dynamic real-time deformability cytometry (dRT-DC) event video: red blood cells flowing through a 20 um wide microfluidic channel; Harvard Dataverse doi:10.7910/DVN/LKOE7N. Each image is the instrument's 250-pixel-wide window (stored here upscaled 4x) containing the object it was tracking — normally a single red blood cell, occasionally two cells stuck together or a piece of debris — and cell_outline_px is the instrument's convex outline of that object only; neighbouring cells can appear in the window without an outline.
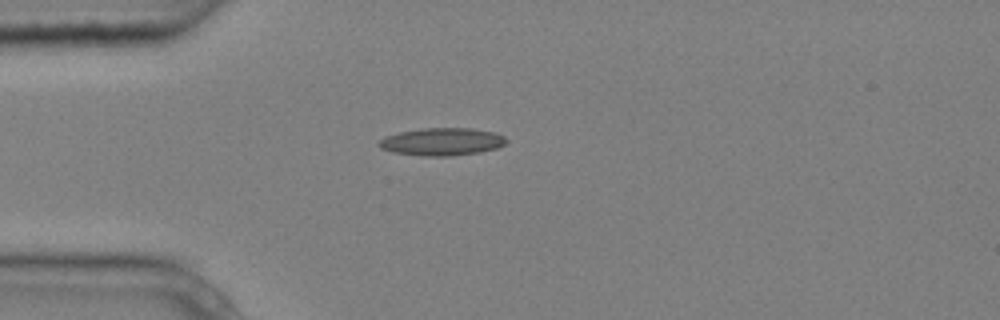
{"species": "common noctule bat (a hibernating species)", "species_latin": "Nyctalus noctula", "temperature_condition": "cold", "stored_images_in_passage": 4, "camera_frame_rate_fps": 3000, "um_per_image_px": 0.085, "animal": {"sex": "male", "body_mass_g": 20.4}, "frame": {"image": 1, "passage_image": 4, "time_ms": 1.0, "image_size_px": [1000, 320], "cell_outline_px": [[508, 140], [504, 144], [496, 148], [480, 152], [452, 156], [420, 156], [392, 152], [380, 148], [376, 144], [384, 136], [400, 132], [424, 128], [472, 128], [496, 132], [504, 136]], "centroid_in_image_um": [37.56, 12.05], "position_along_channel_um": 47.4, "area_um2": 20.69}}